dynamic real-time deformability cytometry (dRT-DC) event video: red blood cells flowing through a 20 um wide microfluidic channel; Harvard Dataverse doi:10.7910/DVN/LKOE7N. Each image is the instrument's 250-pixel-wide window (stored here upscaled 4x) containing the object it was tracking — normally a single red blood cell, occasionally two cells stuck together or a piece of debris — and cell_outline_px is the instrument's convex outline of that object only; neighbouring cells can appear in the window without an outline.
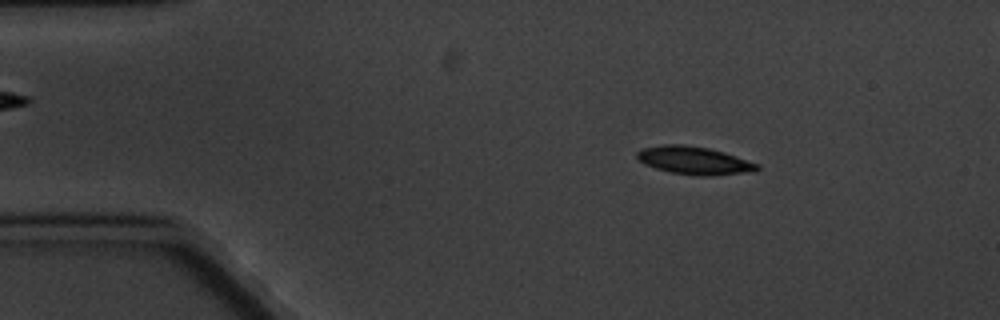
{"species": "common noctule bat (a hibernating species)", "species_latin": "Nyctalus noctula", "temperature_condition": "cold", "stored_images_in_passage": 11, "camera_frame_rate_fps": 3000, "um_per_image_px": 0.085, "animal": {"sex": "male", "body_mass_g": 20.1, "forearm_length_mm": 53.5}, "frame": {"image": 1, "passage_image": 2, "time_ms": 2.0, "image_size_px": [1000, 320], "cell_outline_px": [[760, 168], [756, 172], [712, 176], [700, 176], [672, 172], [656, 168], [644, 164], [636, 160], [636, 152], [644, 148], [664, 144], [684, 144], [708, 148], [724, 152], [760, 164]], "centroid_in_image_um": [59.04, 13.65], "position_along_channel_um": 26.0, "area_um2": 19.77}}
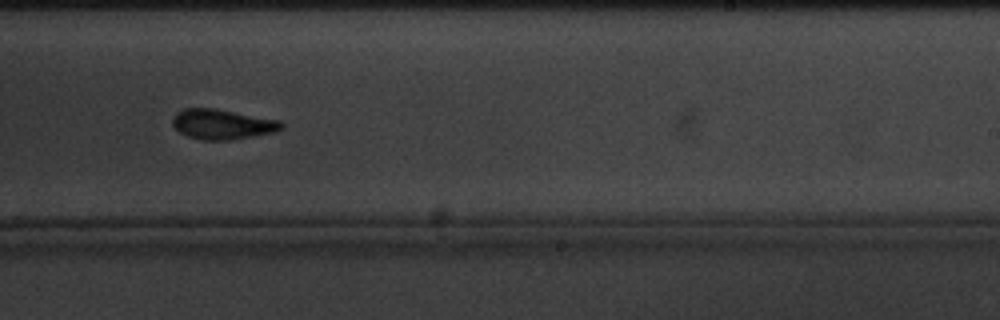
{"frame": {"image": 2, "passage_image": 10, "time_ms": 11.333, "image_size_px": [1000, 320], "cell_outline_px": [[284, 124], [276, 132], [232, 140], [200, 140], [188, 136], [180, 132], [172, 124], [172, 120], [176, 112], [184, 108], [216, 108], [280, 120]], "centroid_in_image_um": [18.9, 10.56], "position_along_channel_um": 270.1, "area_um2": 19.19}}